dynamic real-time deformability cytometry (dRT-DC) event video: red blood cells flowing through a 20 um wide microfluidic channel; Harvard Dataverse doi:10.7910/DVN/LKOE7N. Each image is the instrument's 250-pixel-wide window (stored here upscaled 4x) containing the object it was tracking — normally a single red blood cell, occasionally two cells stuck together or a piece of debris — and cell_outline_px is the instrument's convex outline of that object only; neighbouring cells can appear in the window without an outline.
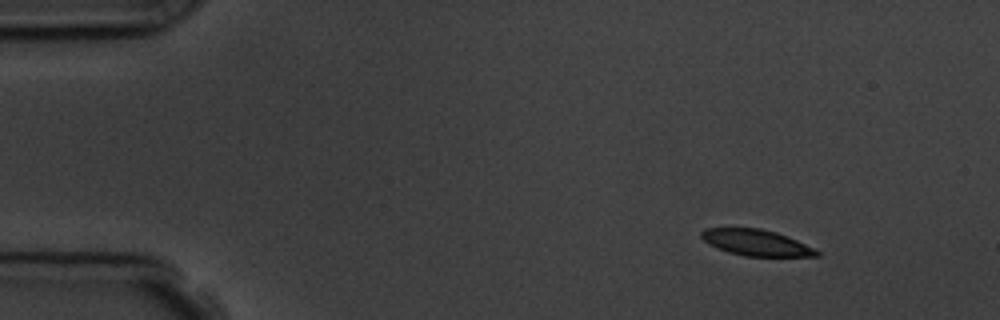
{"species": "common noctule bat (a hibernating species)", "species_latin": "Nyctalus noctula", "temperature_condition": "room temperature", "stored_images_in_passage": 7, "camera_frame_rate_fps": 3000, "um_per_image_px": 0.085, "animal": {"sex": "male", "body_mass_g": 19.5, "forearm_length_mm": 54.6}, "frame": {"image": 1, "passage_image": 1, "time_ms": 0.0, "image_size_px": [1000, 320], "cell_outline_px": [[820, 256], [744, 256], [728, 252], [716, 248], [708, 244], [700, 236], [700, 232], [704, 228], [760, 228], [776, 232], [796, 240], [820, 252]], "centroid_in_image_um": [64.22, 20.62], "position_along_channel_um": 20.8, "area_um2": 17.46}}
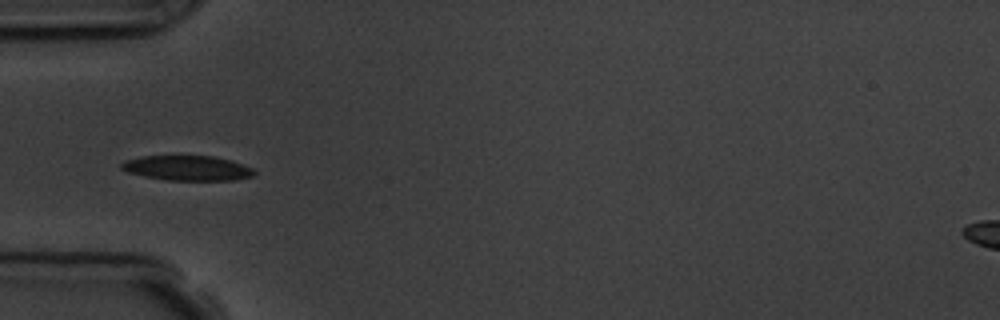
{"frame": {"image": 2, "passage_image": 4, "time_ms": 3.667, "image_size_px": [1000, 320], "cell_outline_px": [[256, 172], [252, 176], [236, 180], [168, 180], [144, 176], [128, 172], [120, 168], [120, 164], [124, 160], [144, 156], [212, 156], [228, 160], [252, 168]], "centroid_in_image_um": [15.89, 14.29], "position_along_channel_um": 69.1, "area_um2": 19.07}}